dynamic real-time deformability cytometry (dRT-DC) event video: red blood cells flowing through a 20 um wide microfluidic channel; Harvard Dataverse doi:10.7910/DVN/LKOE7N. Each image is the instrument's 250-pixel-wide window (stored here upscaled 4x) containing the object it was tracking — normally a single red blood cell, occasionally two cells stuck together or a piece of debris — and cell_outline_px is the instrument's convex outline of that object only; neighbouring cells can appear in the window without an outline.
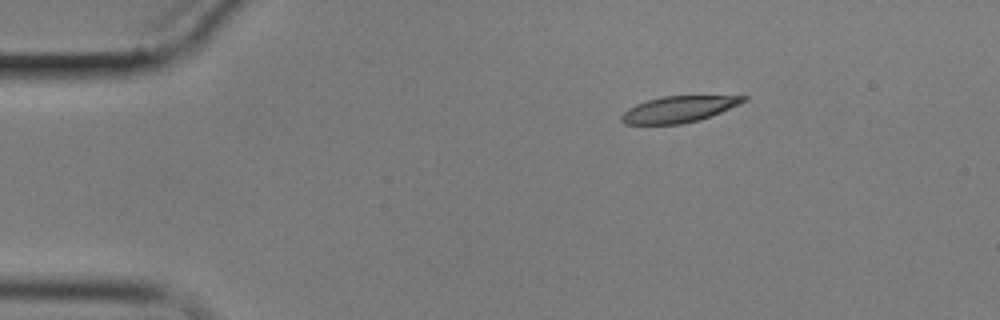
{"species": "common noctule bat (a hibernating species)", "species_latin": "Nyctalus noctula", "temperature_condition": "cold", "stored_images_in_passage": 52, "camera_frame_rate_fps": 3000, "um_per_image_px": 0.085, "animal": {"sex": "male", "body_mass_g": 17.9}, "frame": {"image": 1, "passage_image": 1, "time_ms": 0.0, "image_size_px": [1000, 320], "cell_outline_px": [[748, 100], [740, 104], [712, 116], [700, 120], [680, 124], [624, 124], [620, 120], [620, 116], [628, 108], [636, 104], [648, 100], [664, 96], [748, 96]], "centroid_in_image_um": [57.7, 9.29], "position_along_channel_um": 27.3, "area_um2": 18.67}}
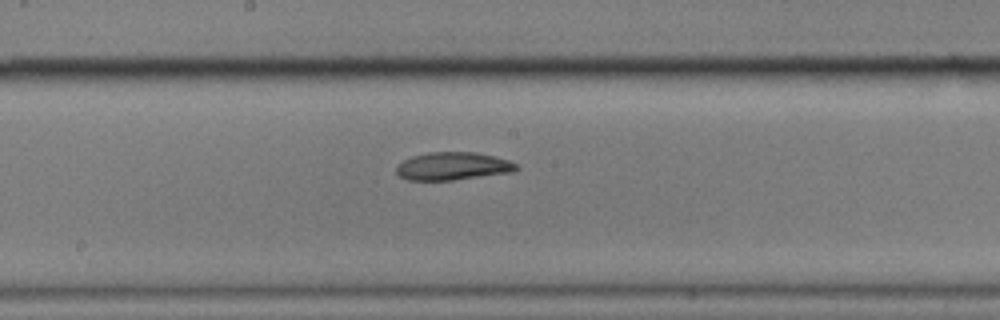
{"frame": {"image": 2, "passage_image": 24, "time_ms": 7.667, "image_size_px": [1000, 320], "cell_outline_px": [[520, 168], [512, 172], [452, 180], [408, 180], [400, 176], [396, 172], [396, 164], [412, 156], [428, 152], [476, 152], [508, 160], [516, 164]], "centroid_in_image_um": [38.46, 14.12], "position_along_channel_um": 209.7, "area_um2": 19.42}}
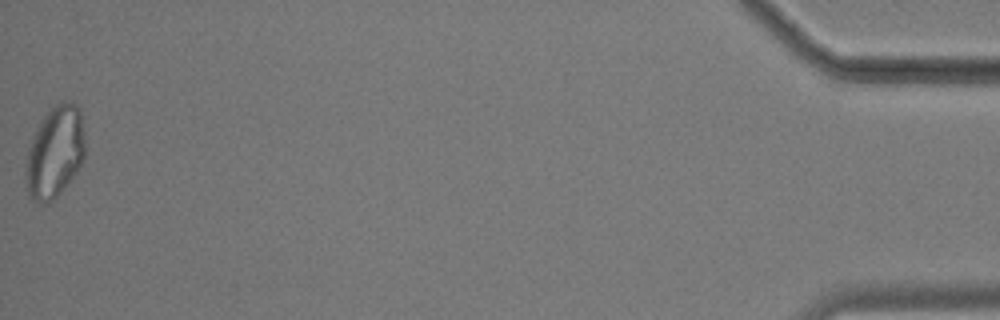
{"frame": {"image": 3, "passage_image": 52, "time_ms": 17.0, "image_size_px": [1000, 320], "cell_outline_px": [[84, 156], [76, 172], [60, 192], [48, 204], [40, 204], [28, 200], [24, 176], [24, 172], [28, 148], [36, 128], [44, 116], [60, 100], [68, 100], [76, 104], [80, 108], [84, 132]], "centroid_in_image_um": [4.63, 12.95], "position_along_channel_um": 430.6, "area_um2": 32.08}, "authors_computed_cell_mechanics": {"area_um2": 20.0855, "velocity_mm_per_s": 3.3796, "shape_relaxation_time_tau1_ms": 8.0113, "shape_relaxation_time_tau2_ms": 3.7903, "deformation_change_tau1": 0.1688, "deformation_change_tau2": 0.0871}}